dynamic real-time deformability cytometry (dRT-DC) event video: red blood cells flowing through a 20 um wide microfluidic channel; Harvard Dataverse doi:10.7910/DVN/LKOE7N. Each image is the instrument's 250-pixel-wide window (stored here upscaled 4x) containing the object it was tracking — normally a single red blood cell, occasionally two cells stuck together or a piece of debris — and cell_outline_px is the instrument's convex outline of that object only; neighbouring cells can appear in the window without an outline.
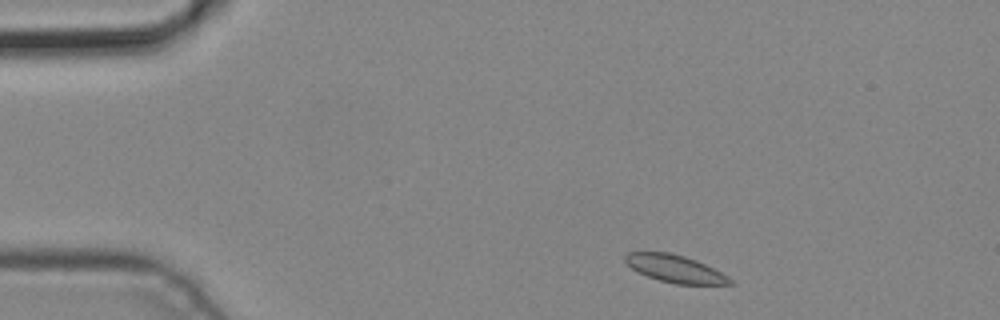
{"species": "common noctule bat (a hibernating species)", "species_latin": "Nyctalus noctula", "temperature_condition": "cold", "stored_images_in_passage": 5, "camera_frame_rate_fps": 3000, "um_per_image_px": 0.085, "animal": {"sex": "male", "body_mass_g": 19.2, "forearm_length_mm": 51.8}, "frame": {"image": 1, "passage_image": 1, "time_ms": 0.0, "image_size_px": [1000, 320], "cell_outline_px": [[736, 284], [676, 284], [660, 280], [648, 276], [632, 268], [624, 260], [624, 256], [628, 252], [668, 252], [684, 256], [696, 260], [728, 276]], "centroid_in_image_um": [57.39, 22.84], "position_along_channel_um": 27.6, "area_um2": 16.47}}
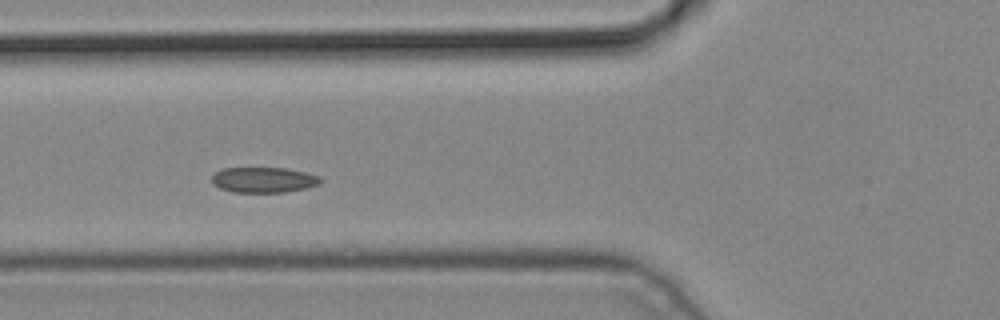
{"frame": {"image": 2, "passage_image": 4, "time_ms": 1.0, "image_size_px": [1000, 320], "cell_outline_px": [[324, 180], [320, 184], [304, 188], [284, 192], [232, 192], [220, 188], [212, 184], [212, 176], [216, 172], [224, 168], [288, 168], [320, 176]], "centroid_in_image_um": [22.42, 15.29], "position_along_channel_um": 103.4, "area_um2": 16.13}}
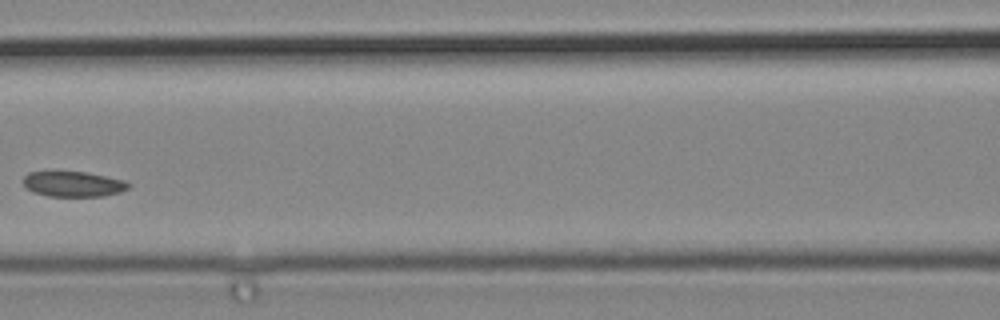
{"frame": {"image": 3, "passage_image": 5, "time_ms": 1.333, "image_size_px": [1000, 320], "cell_outline_px": [[128, 188], [120, 192], [104, 196], [48, 196], [32, 192], [24, 184], [24, 176], [28, 172], [88, 172], [124, 180], [128, 184]], "centroid_in_image_um": [6.22, 15.64], "position_along_channel_um": 160.4, "area_um2": 15.37}}